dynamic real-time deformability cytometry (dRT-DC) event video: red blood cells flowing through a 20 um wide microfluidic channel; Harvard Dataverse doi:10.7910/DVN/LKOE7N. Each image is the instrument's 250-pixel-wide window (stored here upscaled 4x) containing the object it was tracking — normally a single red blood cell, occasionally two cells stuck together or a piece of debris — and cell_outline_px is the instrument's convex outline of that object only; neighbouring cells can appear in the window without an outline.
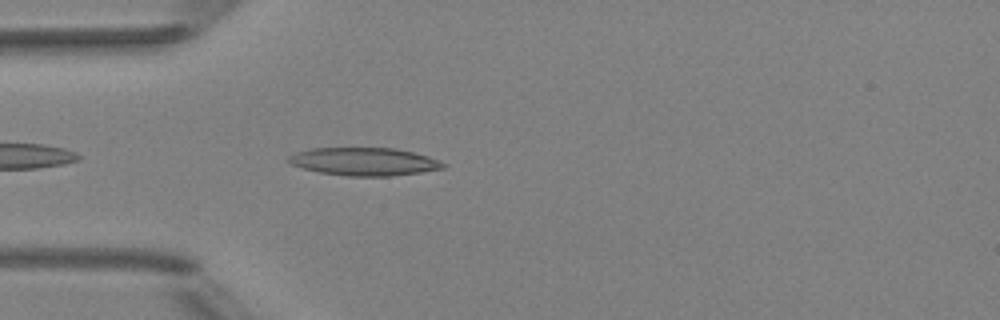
{"species": "Egyptian fruit bat (a non-hibernating species)", "species_latin": "Rousettus aegyptiacus", "temperature_condition": "room temperature", "stored_images_in_passage": 3, "camera_frame_rate_fps": 3000, "um_per_image_px": 0.085, "animal": {"sex": "female"}, "frame": {"image": 1, "passage_image": 3, "time_ms": 2.333, "image_size_px": [1000, 320], "cell_outline_px": [[448, 164], [444, 168], [420, 172], [392, 176], [348, 176], [320, 172], [288, 164], [284, 160], [288, 156], [296, 152], [312, 148], [396, 148], [428, 156], [440, 160]], "centroid_in_image_um": [30.94, 13.73], "position_along_channel_um": 54.1, "area_um2": 25.32}}